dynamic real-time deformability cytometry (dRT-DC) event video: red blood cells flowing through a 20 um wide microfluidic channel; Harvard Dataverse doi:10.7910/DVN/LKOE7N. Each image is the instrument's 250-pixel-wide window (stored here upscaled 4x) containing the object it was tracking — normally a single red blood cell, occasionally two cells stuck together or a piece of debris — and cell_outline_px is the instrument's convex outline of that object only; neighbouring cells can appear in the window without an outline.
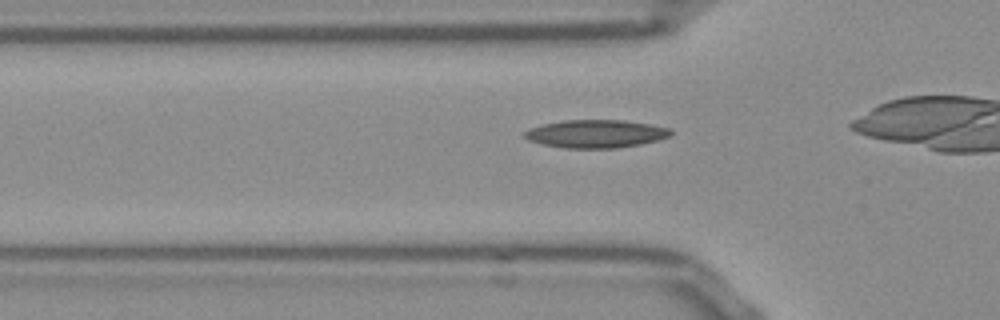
{"species": "Egyptian fruit bat (a non-hibernating species)", "species_latin": "Rousettus aegyptiacus", "temperature_condition": "room temperature", "stored_images_in_passage": 29, "camera_frame_rate_fps": 3000, "um_per_image_px": 0.085, "frame": {"image": 1, "passage_image": 11, "time_ms": 3.333, "image_size_px": [1000, 320], "cell_outline_px": [[672, 132], [668, 136], [656, 140], [640, 144], [616, 148], [568, 148], [544, 144], [528, 140], [520, 132], [528, 128], [560, 120], [624, 120], [648, 124], [668, 128]], "centroid_in_image_um": [50.57, 11.36], "position_along_channel_um": 75.2, "area_um2": 23.7}}
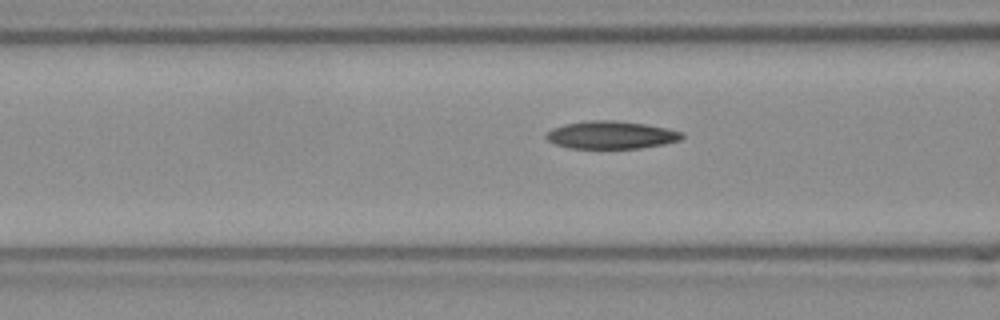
{"frame": {"image": 2, "passage_image": 14, "time_ms": 4.333, "image_size_px": [1000, 320], "cell_outline_px": [[684, 136], [680, 140], [664, 144], [640, 148], [568, 148], [556, 144], [548, 140], [544, 136], [552, 128], [564, 124], [588, 120], [616, 120], [644, 124], [668, 128], [684, 132]], "centroid_in_image_um": [51.96, 11.46], "position_along_channel_um": 114.6, "area_um2": 22.02}}
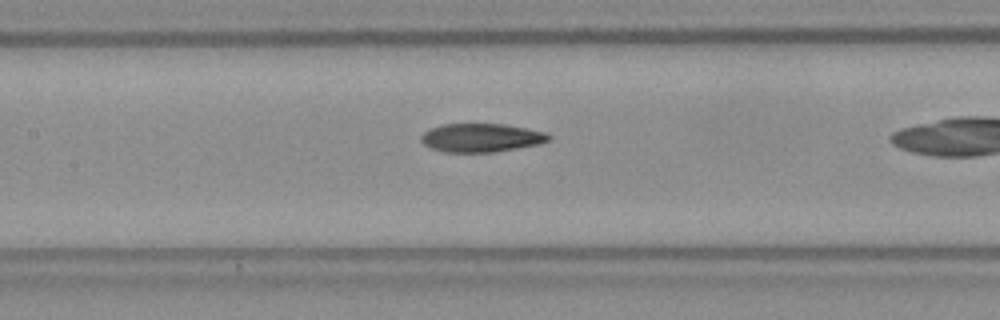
{"frame": {"image": 3, "passage_image": 18, "time_ms": 5.667, "image_size_px": [1000, 320], "cell_outline_px": [[552, 136], [548, 140], [540, 144], [496, 152], [444, 152], [432, 148], [424, 144], [420, 140], [420, 136], [428, 128], [444, 124], [504, 124], [548, 132]], "centroid_in_image_um": [40.91, 11.7], "position_along_channel_um": 166.5, "area_um2": 21.39}}